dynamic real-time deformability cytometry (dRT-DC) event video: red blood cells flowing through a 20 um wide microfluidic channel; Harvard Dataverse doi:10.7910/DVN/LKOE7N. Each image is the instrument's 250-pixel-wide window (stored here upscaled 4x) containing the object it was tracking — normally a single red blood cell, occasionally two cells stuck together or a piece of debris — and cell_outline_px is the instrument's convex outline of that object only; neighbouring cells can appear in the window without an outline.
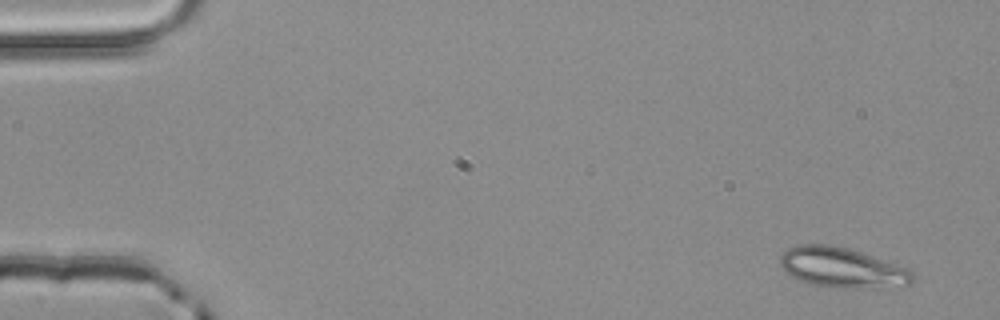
{"species": "common noctule bat (a hibernating species)", "species_latin": "Nyctalus noctula", "temperature_condition": "room temperature", "stored_images_in_passage": 3, "camera_frame_rate_fps": 3000, "um_per_image_px": 0.085, "animal": {"sex": "male", "body_mass_g": 20.4}, "frame": {"image": 1, "passage_image": 1, "time_ms": 0.0, "image_size_px": [1000, 320], "cell_outline_px": [[916, 276], [912, 284], [880, 288], [836, 288], [804, 284], [788, 276], [784, 272], [780, 264], [780, 256], [788, 248], [796, 244], [828, 244], [848, 248], [908, 268]], "centroid_in_image_um": [71.53, 22.77], "position_along_channel_um": 13.5, "area_um2": 31.62}}